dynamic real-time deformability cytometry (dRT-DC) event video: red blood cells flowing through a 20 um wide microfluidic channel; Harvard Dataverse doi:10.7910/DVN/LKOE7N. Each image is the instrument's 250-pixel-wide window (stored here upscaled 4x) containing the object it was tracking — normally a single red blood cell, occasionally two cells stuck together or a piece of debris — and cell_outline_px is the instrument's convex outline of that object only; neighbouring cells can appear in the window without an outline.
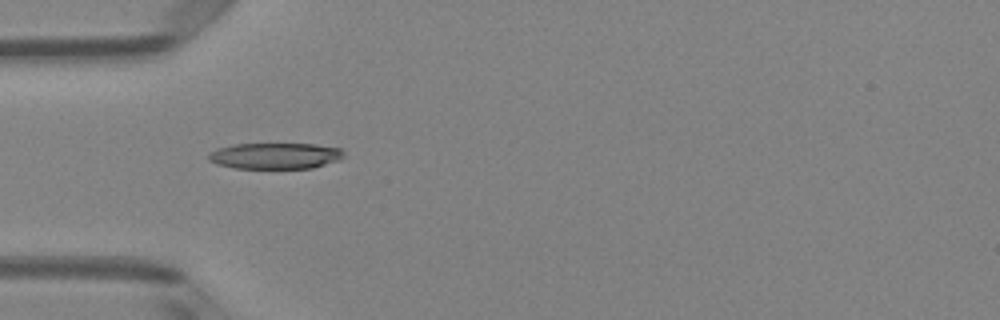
{"species": "Egyptian fruit bat (a non-hibernating species)", "species_latin": "Rousettus aegyptiacus", "temperature_condition": "room temperature", "stored_images_in_passage": 7, "camera_frame_rate_fps": 3000, "um_per_image_px": 0.085, "animal": {"sex": "female"}, "frame": {"image": 1, "passage_image": 4, "time_ms": 1.0, "image_size_px": [1000, 320], "cell_outline_px": [[344, 156], [340, 160], [312, 168], [232, 168], [216, 164], [208, 160], [208, 152], [216, 148], [232, 144], [316, 144], [340, 148], [344, 152]], "centroid_in_image_um": [23.36, 13.24], "position_along_channel_um": 61.6, "area_um2": 20.81}}
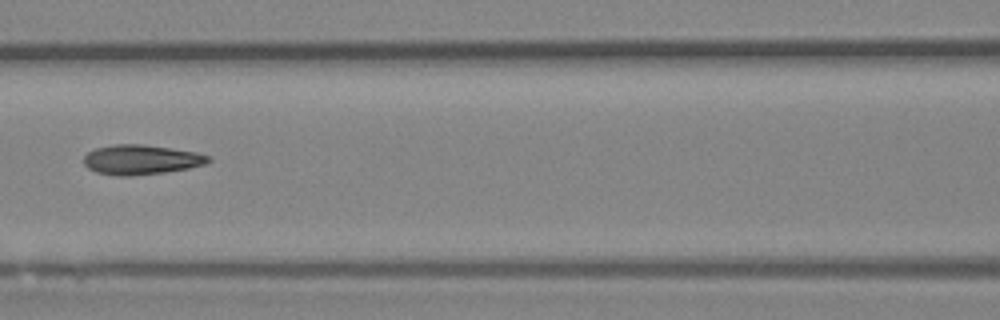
{"frame": {"image": 2, "passage_image": 6, "time_ms": 1.667, "image_size_px": [1000, 320], "cell_outline_px": [[212, 160], [208, 164], [188, 168], [164, 172], [132, 176], [116, 176], [96, 172], [88, 168], [84, 164], [84, 156], [88, 152], [96, 148], [112, 144], [144, 144], [196, 152], [208, 156]], "centroid_in_image_um": [11.99, 13.57], "position_along_channel_um": 154.6, "area_um2": 21.68}}
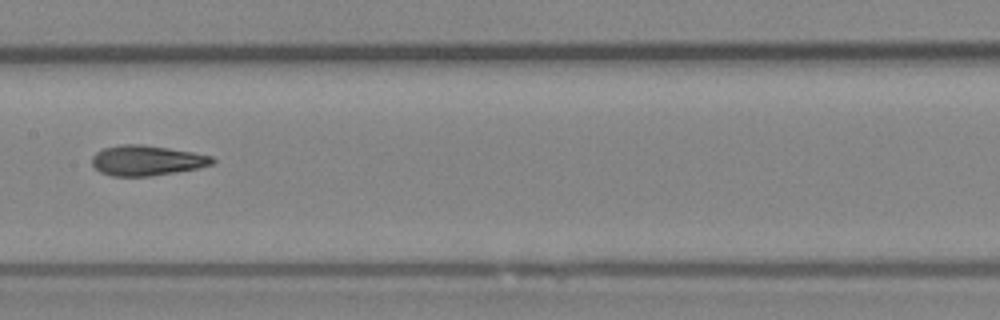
{"frame": {"image": 3, "passage_image": 7, "time_ms": 2.0, "image_size_px": [1000, 320], "cell_outline_px": [[216, 160], [212, 164], [196, 168], [176, 172], [152, 176], [112, 176], [100, 172], [92, 164], [92, 156], [96, 152], [104, 148], [120, 144], [140, 144], [168, 148], [192, 152], [212, 156]], "centroid_in_image_um": [12.45, 13.64], "position_along_channel_um": 195.0, "area_um2": 21.1}}